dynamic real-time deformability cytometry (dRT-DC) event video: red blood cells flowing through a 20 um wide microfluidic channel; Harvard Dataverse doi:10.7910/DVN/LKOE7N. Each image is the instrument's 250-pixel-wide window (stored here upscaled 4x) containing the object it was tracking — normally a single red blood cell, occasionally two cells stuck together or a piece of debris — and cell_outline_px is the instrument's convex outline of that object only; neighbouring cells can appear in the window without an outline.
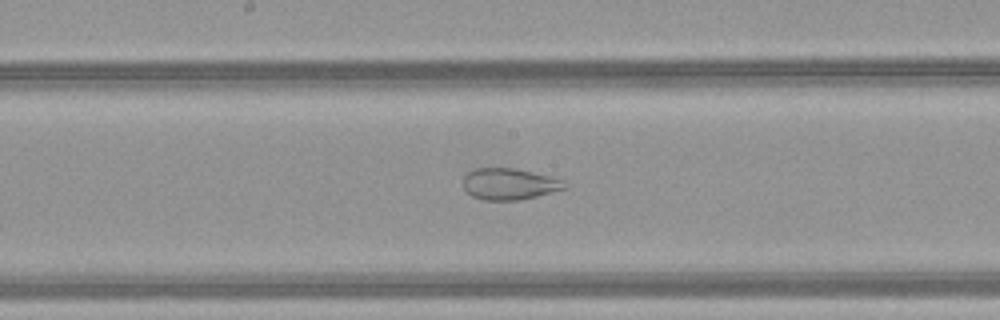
{"species": "common noctule bat (a hibernating species)", "species_latin": "Nyctalus noctula", "temperature_condition": "warm", "stored_images_in_passage": 46, "camera_frame_rate_fps": 3000, "um_per_image_px": 0.085, "animal": {"sex": "female", "body_mass_g": 21.9}, "frame": {"image": 1, "passage_image": 23, "time_ms": 7.333, "image_size_px": [1000, 320], "cell_outline_px": [[568, 188], [520, 200], [480, 200], [472, 196], [464, 188], [464, 176], [468, 172], [476, 168], [512, 168], [532, 172], [564, 180]], "centroid_in_image_um": [43.29, 15.65], "position_along_channel_um": 204.9, "area_um2": 18.5}}
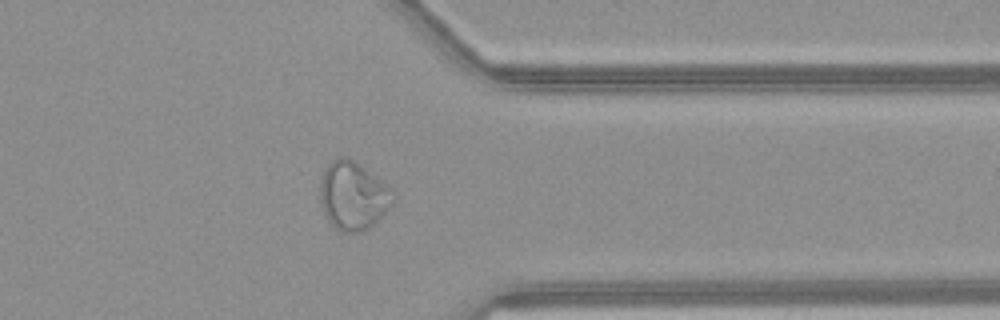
{"frame": {"image": 2, "passage_image": 36, "time_ms": 11.667, "image_size_px": [1000, 320], "cell_outline_px": [[396, 192], [392, 204], [364, 232], [340, 232], [328, 220], [324, 212], [320, 200], [320, 180], [324, 168], [332, 160], [340, 156], [344, 156], [360, 164]], "centroid_in_image_um": [29.99, 16.62], "position_along_channel_um": 381.4, "area_um2": 28.9}}
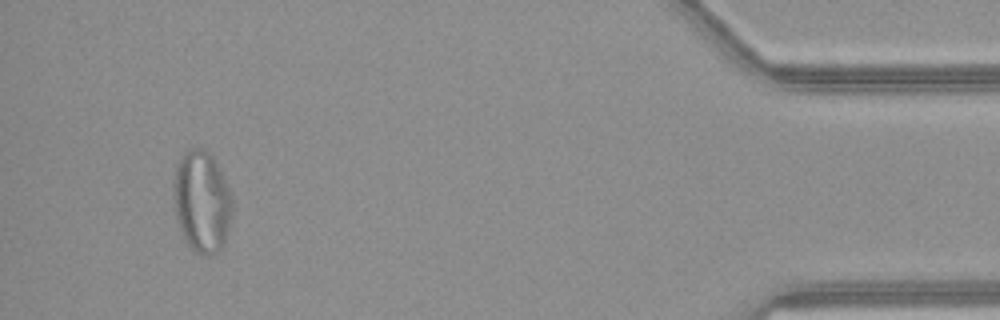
{"frame": {"image": 3, "passage_image": 43, "time_ms": 14.0, "image_size_px": [1000, 320], "cell_outline_px": [[232, 212], [228, 232], [224, 244], [212, 256], [200, 256], [188, 244], [176, 220], [172, 192], [172, 184], [176, 164], [188, 148], [204, 148], [216, 160], [224, 176], [232, 196]], "centroid_in_image_um": [17.15, 17.12], "position_along_channel_um": 418.0, "area_um2": 35.43}}